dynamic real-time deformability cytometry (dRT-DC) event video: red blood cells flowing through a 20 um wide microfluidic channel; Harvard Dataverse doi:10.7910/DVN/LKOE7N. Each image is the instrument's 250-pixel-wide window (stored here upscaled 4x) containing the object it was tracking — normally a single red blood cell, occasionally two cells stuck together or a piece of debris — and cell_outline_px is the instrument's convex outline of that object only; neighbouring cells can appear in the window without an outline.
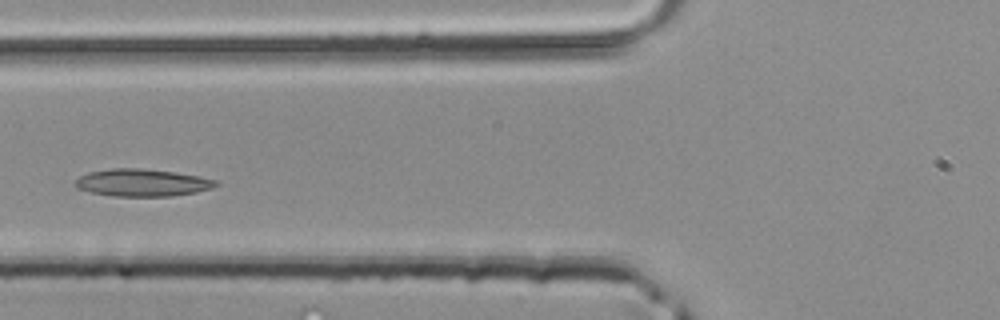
{"species": "common noctule bat (a hibernating species)", "species_latin": "Nyctalus noctula", "temperature_condition": "room temperature", "stored_images_in_passage": 8, "camera_frame_rate_fps": 3000, "um_per_image_px": 0.085, "animal": {"sex": "male", "body_mass_g": 20.4}, "frame": {"image": 1, "passage_image": 6, "time_ms": 1.667, "image_size_px": [1000, 320], "cell_outline_px": [[220, 184], [212, 188], [196, 192], [172, 196], [112, 196], [92, 192], [80, 188], [76, 184], [76, 180], [80, 176], [88, 172], [112, 168], [144, 168], [176, 172], [216, 180]], "centroid_in_image_um": [12.12, 15.52], "position_along_channel_um": 113.7, "area_um2": 22.25}}
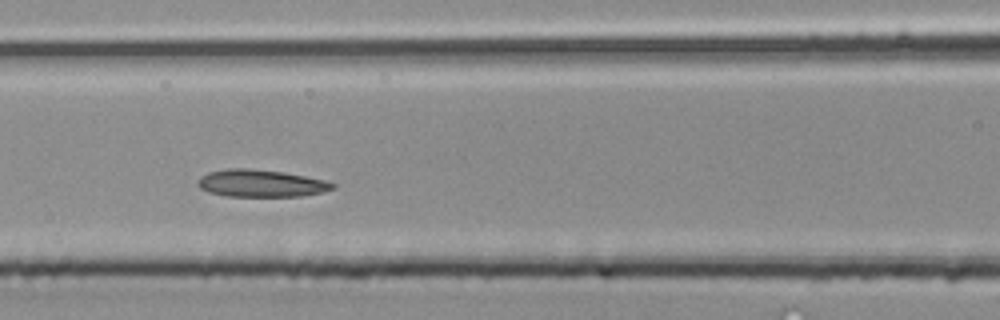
{"frame": {"image": 2, "passage_image": 8, "time_ms": 2.333, "image_size_px": [1000, 320], "cell_outline_px": [[336, 188], [324, 192], [300, 196], [228, 196], [208, 192], [200, 188], [196, 184], [196, 180], [200, 176], [208, 172], [228, 168], [248, 168], [284, 172], [324, 180], [336, 184]], "centroid_in_image_um": [22.16, 15.58], "position_along_channel_um": 144.4, "area_um2": 21.56}}